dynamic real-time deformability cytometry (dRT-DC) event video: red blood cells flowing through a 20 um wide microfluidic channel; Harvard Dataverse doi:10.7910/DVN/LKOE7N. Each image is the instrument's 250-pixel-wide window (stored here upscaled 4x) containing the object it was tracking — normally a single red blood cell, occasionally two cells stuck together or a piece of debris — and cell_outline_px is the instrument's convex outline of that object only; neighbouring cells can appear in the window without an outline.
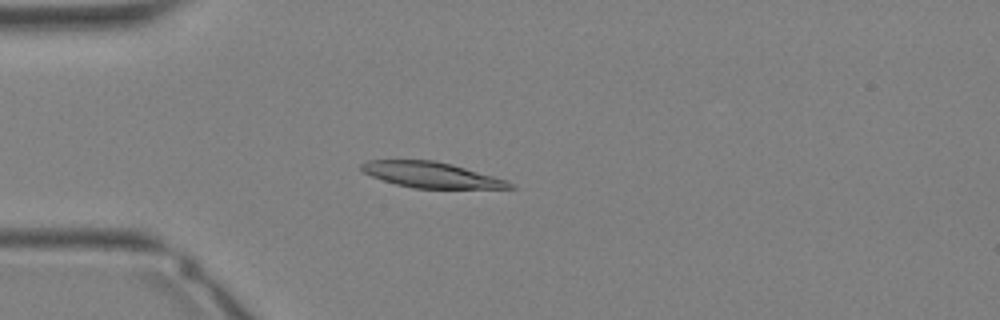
{"species": "Egyptian fruit bat (a non-hibernating species)", "species_latin": "Rousettus aegyptiacus", "temperature_condition": "warm", "stored_images_in_passage": 34, "camera_frame_rate_fps": 3000, "um_per_image_px": 0.085, "animal": {"sex": "female"}, "frame": {"image": 1, "passage_image": 9, "time_ms": 2.667, "image_size_px": [1000, 320], "cell_outline_px": [[516, 188], [412, 188], [396, 184], [372, 176], [364, 172], [360, 168], [360, 164], [368, 160], [436, 160], [452, 164], [492, 176], [504, 180], [512, 184]], "centroid_in_image_um": [36.6, 14.85], "position_along_channel_um": 48.4, "area_um2": 21.79}}
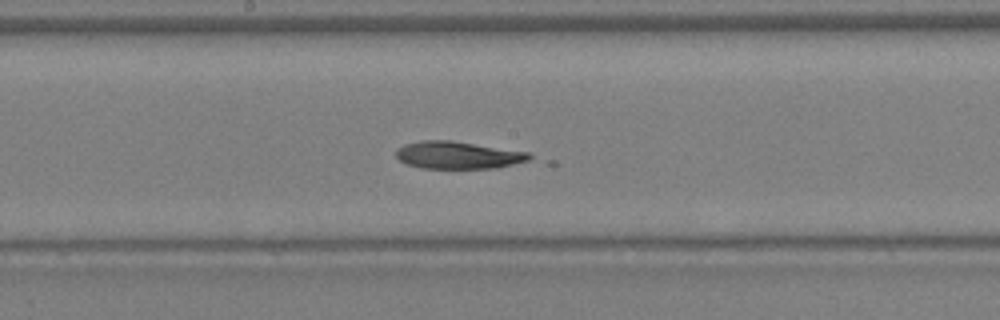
{"frame": {"image": 2, "passage_image": 18, "time_ms": 5.667, "image_size_px": [1000, 320], "cell_outline_px": [[532, 156], [528, 160], [496, 168], [420, 168], [408, 164], [400, 160], [396, 156], [396, 152], [404, 144], [424, 140], [452, 140], [532, 152]], "centroid_in_image_um": [38.97, 13.17], "position_along_channel_um": 209.2, "area_um2": 21.27}}
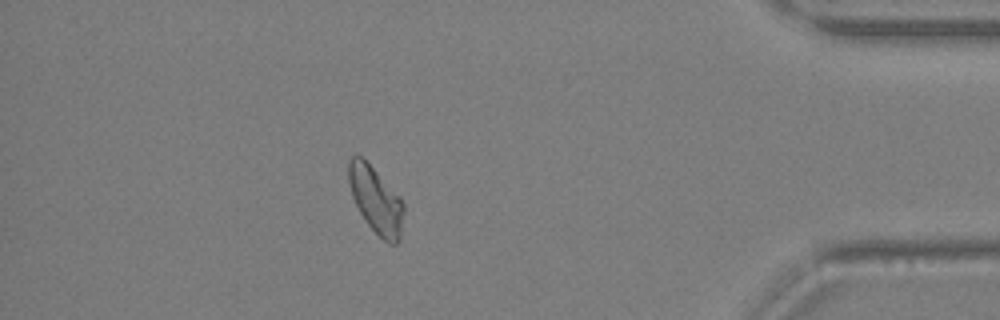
{"frame": {"image": 3, "passage_image": 30, "time_ms": 9.667, "image_size_px": [1000, 320], "cell_outline_px": [[404, 208], [400, 240], [396, 244], [388, 244], [368, 224], [360, 212], [352, 196], [348, 180], [348, 160], [352, 156], [360, 156], [400, 196], [404, 204]], "centroid_in_image_um": [31.96, 17.02], "position_along_channel_um": 403.2, "area_um2": 20.98}}